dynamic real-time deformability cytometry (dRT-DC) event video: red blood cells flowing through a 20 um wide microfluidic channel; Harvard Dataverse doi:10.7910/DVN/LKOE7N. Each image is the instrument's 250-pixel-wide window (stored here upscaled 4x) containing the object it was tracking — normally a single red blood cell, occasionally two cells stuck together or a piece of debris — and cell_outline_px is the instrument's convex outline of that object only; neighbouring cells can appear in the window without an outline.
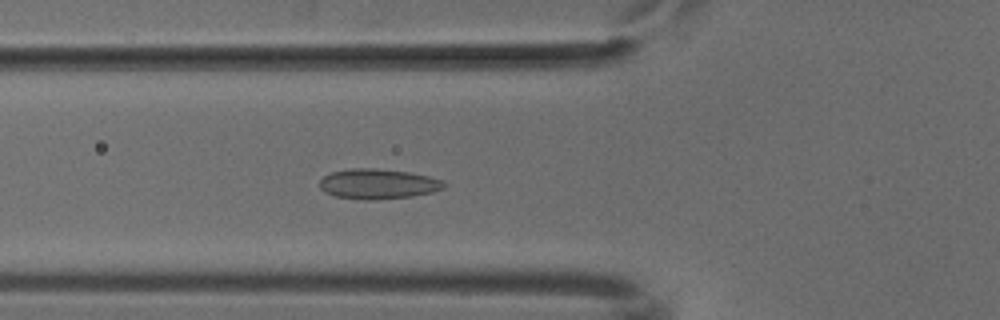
{"species": "common noctule bat (a hibernating species)", "species_latin": "Nyctalus noctula", "temperature_condition": "cold", "stored_images_in_passage": 52, "camera_frame_rate_fps": 3000, "um_per_image_px": 0.085, "animal": {"sex": "male", "body_mass_g": 18.8}, "frame": {"image": 1, "passage_image": 19, "time_ms": 6.0, "image_size_px": [1000, 320], "cell_outline_px": [[448, 184], [444, 188], [432, 192], [412, 196], [372, 200], [364, 200], [336, 196], [324, 192], [320, 188], [320, 180], [324, 176], [332, 172], [348, 168], [376, 168], [408, 172], [428, 176], [444, 180]], "centroid_in_image_um": [32.15, 15.63], "position_along_channel_um": 93.7, "area_um2": 21.91}}
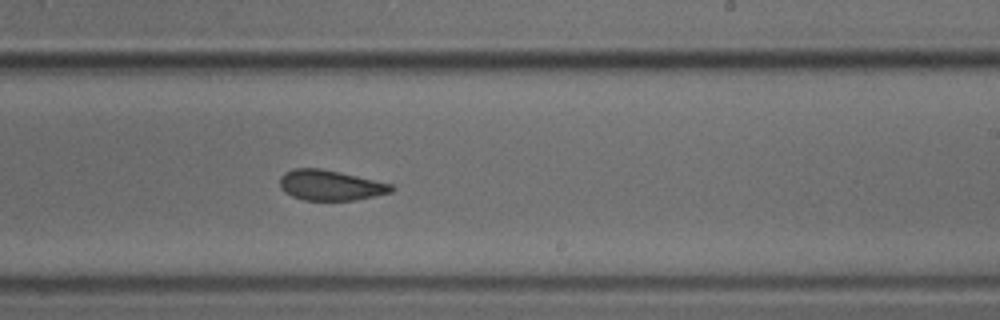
{"frame": {"image": 2, "passage_image": 32, "time_ms": 10.333, "image_size_px": [1000, 320], "cell_outline_px": [[396, 188], [392, 192], [376, 196], [356, 200], [304, 200], [292, 196], [284, 192], [280, 188], [280, 176], [284, 172], [292, 168], [320, 168], [392, 184]], "centroid_in_image_um": [28.06, 15.75], "position_along_channel_um": 260.9, "area_um2": 19.77}}
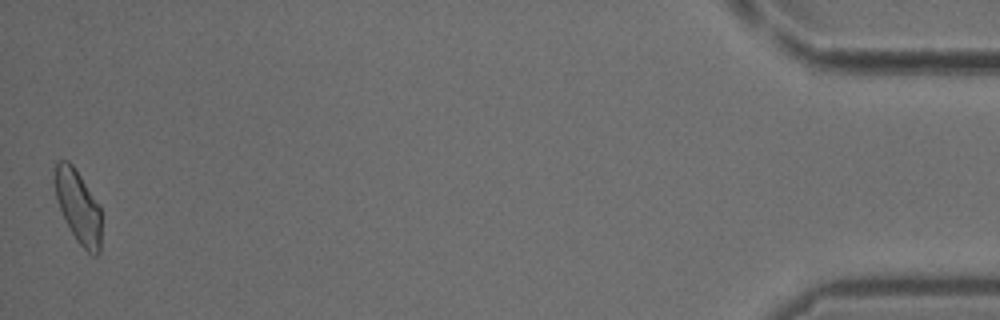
{"frame": {"image": 3, "passage_image": 52, "time_ms": 17.0, "image_size_px": [1000, 320], "cell_outline_px": [[100, 252], [96, 256], [92, 256], [76, 240], [60, 208], [56, 196], [52, 180], [52, 168], [60, 160], [68, 160], [72, 164], [100, 204]], "centroid_in_image_um": [6.62, 17.51], "position_along_channel_um": 428.6, "area_um2": 19.94}}